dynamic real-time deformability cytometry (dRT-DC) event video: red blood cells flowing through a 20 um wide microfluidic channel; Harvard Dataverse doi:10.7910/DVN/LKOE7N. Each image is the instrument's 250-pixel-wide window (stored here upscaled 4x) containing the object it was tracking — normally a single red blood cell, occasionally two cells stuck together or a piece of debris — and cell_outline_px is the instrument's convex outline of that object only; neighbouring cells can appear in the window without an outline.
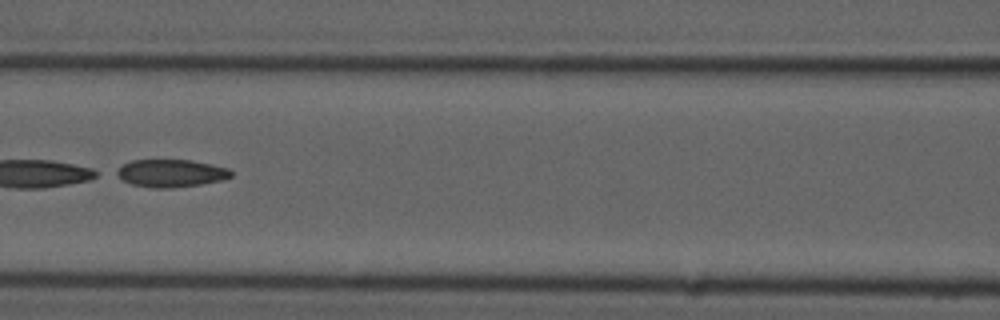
{"species": "common noctule bat (a hibernating species)", "species_latin": "Nyctalus noctula", "temperature_condition": "cold", "stored_images_in_passage": 44, "camera_frame_rate_fps": 3000, "um_per_image_px": 0.085, "animal": {"sex": "male", "forearm_length_mm": 52.5}, "frame": {"image": 1, "passage_image": 15, "time_ms": 4.667, "image_size_px": [1000, 320], "cell_outline_px": [[232, 176], [224, 180], [200, 184], [172, 188], [152, 188], [132, 184], [124, 180], [112, 172], [124, 164], [132, 160], [192, 160], [228, 168], [232, 172]], "centroid_in_image_um": [14.53, 14.72], "position_along_channel_um": 152.1, "area_um2": 18.44}}